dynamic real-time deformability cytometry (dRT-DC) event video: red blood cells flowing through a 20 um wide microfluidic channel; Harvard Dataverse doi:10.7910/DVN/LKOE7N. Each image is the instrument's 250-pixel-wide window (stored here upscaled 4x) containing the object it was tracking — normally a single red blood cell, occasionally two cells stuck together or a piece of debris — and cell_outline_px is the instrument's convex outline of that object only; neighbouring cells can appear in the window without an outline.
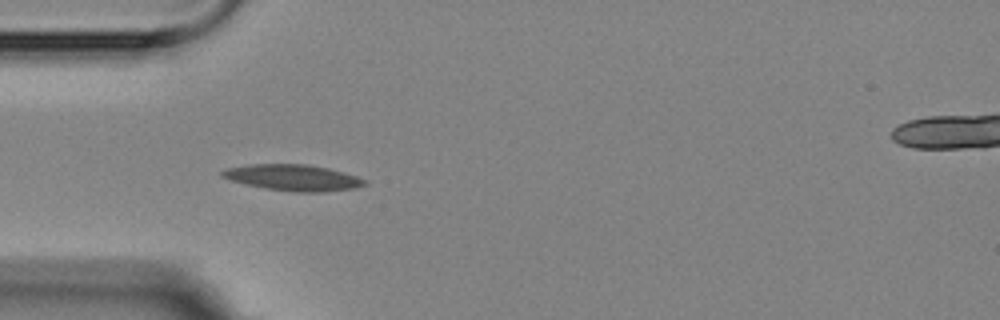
{"species": "Egyptian fruit bat (a non-hibernating species)", "species_latin": "Rousettus aegyptiacus", "temperature_condition": "room temperature", "stored_images_in_passage": 9, "camera_frame_rate_fps": 3000, "um_per_image_px": 0.085, "animal": {"sex": "female"}, "frame": {"image": 1, "passage_image": 2, "time_ms": 0.667, "image_size_px": [1000, 320], "cell_outline_px": [[368, 184], [356, 188], [324, 192], [292, 192], [264, 188], [244, 184], [220, 176], [220, 172], [228, 168], [252, 164], [308, 164], [328, 168], [344, 172], [368, 180]], "centroid_in_image_um": [24.96, 15.1], "position_along_channel_um": 60.0, "area_um2": 21.85}}
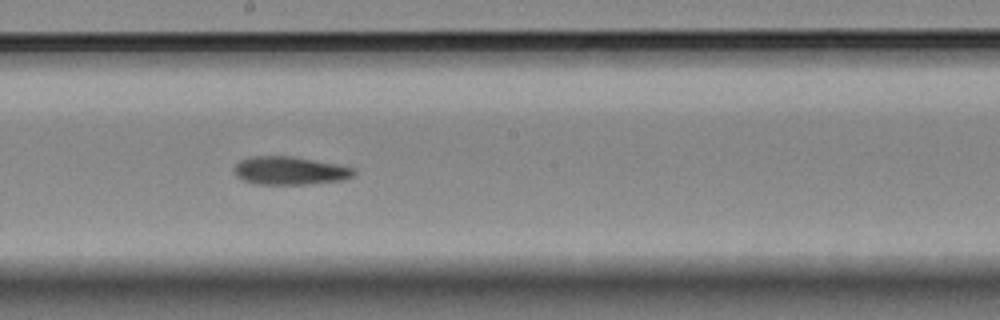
{"frame": {"image": 2, "passage_image": 6, "time_ms": 5.333, "image_size_px": [1000, 320], "cell_outline_px": [[356, 172], [352, 176], [344, 180], [308, 184], [256, 184], [240, 180], [236, 176], [232, 168], [240, 160], [252, 156], [292, 156], [336, 164], [356, 168]], "centroid_in_image_um": [24.61, 14.51], "position_along_channel_um": 223.6, "area_um2": 19.83}}
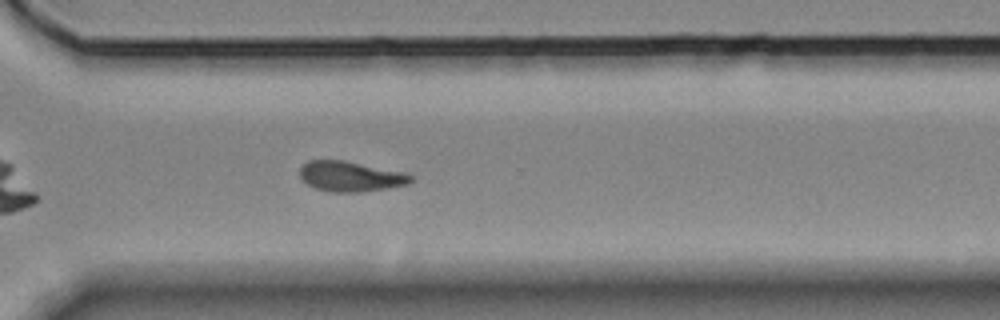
{"frame": {"image": 3, "passage_image": 9, "time_ms": 8.667, "image_size_px": [1000, 320], "cell_outline_px": [[416, 176], [408, 184], [388, 188], [360, 192], [332, 192], [316, 188], [308, 184], [300, 176], [300, 168], [308, 160], [344, 160], [408, 172]], "centroid_in_image_um": [29.87, 14.98], "position_along_channel_um": 340.7, "area_um2": 19.77}}